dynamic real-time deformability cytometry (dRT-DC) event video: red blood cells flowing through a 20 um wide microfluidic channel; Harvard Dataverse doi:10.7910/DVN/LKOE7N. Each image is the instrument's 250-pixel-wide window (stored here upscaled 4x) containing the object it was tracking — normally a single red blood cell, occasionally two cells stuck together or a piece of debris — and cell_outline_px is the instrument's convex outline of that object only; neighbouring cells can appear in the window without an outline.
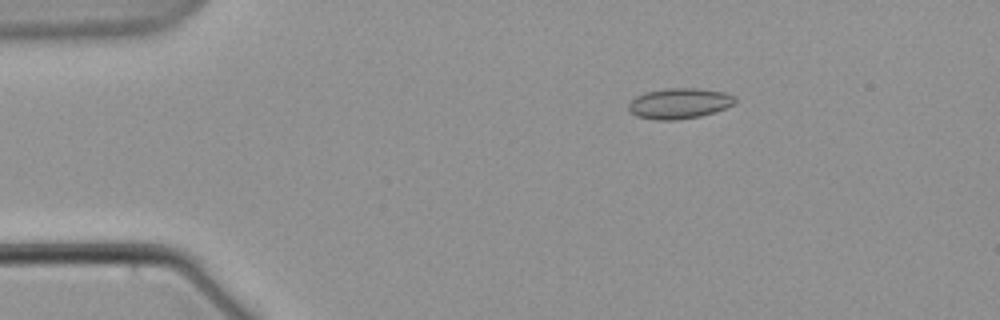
{"species": "common noctule bat (a hibernating species)", "species_latin": "Nyctalus noctula", "temperature_condition": "warm", "stored_images_in_passage": 6, "camera_frame_rate_fps": 3000, "um_per_image_px": 0.085, "animal": {"sex": "male", "body_mass_g": 21.5, "forearm_length_mm": 52.0}, "frame": {"image": 1, "passage_image": 4, "time_ms": 3.333, "image_size_px": [1000, 320], "cell_outline_px": [[736, 104], [700, 116], [672, 120], [656, 120], [636, 116], [628, 108], [628, 104], [636, 96], [644, 92], [668, 88], [696, 88], [724, 92], [736, 96]], "centroid_in_image_um": [57.74, 8.78], "position_along_channel_um": 27.3, "area_um2": 18.9}}